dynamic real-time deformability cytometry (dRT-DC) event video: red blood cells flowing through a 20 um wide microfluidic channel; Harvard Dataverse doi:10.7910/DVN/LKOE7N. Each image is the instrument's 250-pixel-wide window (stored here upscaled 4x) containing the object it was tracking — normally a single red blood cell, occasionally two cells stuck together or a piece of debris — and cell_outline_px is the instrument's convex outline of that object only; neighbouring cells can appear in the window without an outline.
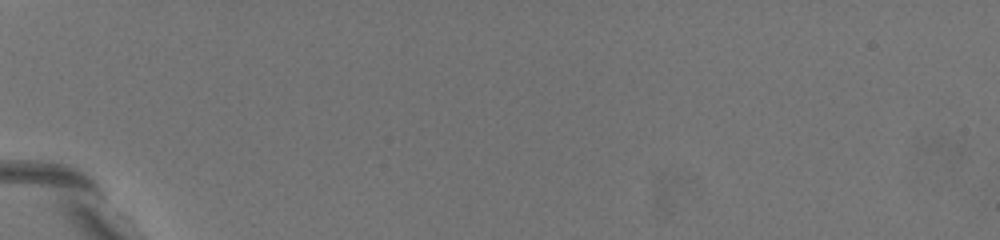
{"species": "common noctule bat (a hibernating species)", "species_latin": "Nyctalus noctula", "temperature_condition": "warm", "stored_images_in_passage": 4, "camera_frame_rate_fps": 3000, "um_per_image_px": 0.085, "animal": {"sex": "female", "body_mass_g": 19.5, "forearm_length_mm": 54.1}, "frame": {"image": 1, "passage_image": 1, "time_ms": 0.0, "image_size_px": [1000, 240], "cell_outline_px": [[184, 208], [176, 212], [168, 208], [148, 192], [116, 164], [104, 140], [112, 140], [132, 148], [148, 160], [164, 176], [184, 204]], "centroid_in_image_um": [12.32, 14.84], "position_along_channel_um": 72.7, "area_um2": 13.93}}